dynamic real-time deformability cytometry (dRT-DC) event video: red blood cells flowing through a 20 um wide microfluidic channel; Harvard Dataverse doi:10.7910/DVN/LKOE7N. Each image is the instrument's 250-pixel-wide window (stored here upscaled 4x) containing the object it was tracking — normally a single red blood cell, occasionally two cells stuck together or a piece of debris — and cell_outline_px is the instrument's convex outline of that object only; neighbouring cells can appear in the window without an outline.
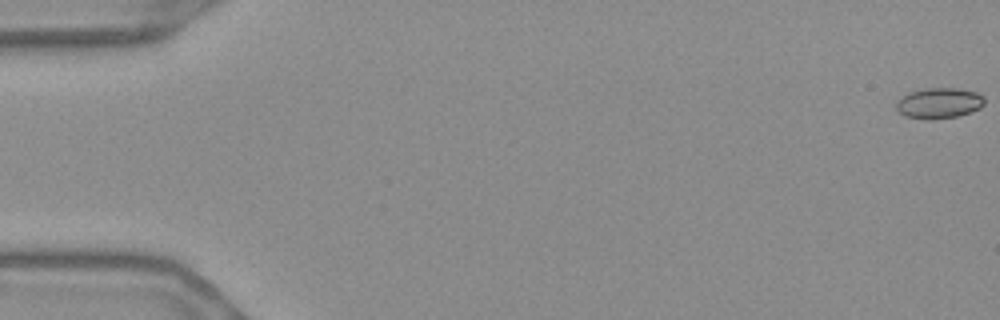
{"species": "Egyptian fruit bat (a non-hibernating species)", "species_latin": "Rousettus aegyptiacus", "temperature_condition": "warm", "stored_images_in_passage": 10, "camera_frame_rate_fps": 3000, "um_per_image_px": 0.085, "frame": {"image": 1, "passage_image": 1, "time_ms": 0.0, "image_size_px": [1000, 320], "cell_outline_px": [[984, 104], [980, 108], [972, 112], [956, 116], [932, 120], [924, 120], [904, 116], [896, 108], [896, 104], [904, 96], [912, 92], [928, 88], [960, 88], [976, 92], [984, 96]], "centroid_in_image_um": [79.86, 8.78], "position_along_channel_um": 5.1, "area_um2": 15.72}}